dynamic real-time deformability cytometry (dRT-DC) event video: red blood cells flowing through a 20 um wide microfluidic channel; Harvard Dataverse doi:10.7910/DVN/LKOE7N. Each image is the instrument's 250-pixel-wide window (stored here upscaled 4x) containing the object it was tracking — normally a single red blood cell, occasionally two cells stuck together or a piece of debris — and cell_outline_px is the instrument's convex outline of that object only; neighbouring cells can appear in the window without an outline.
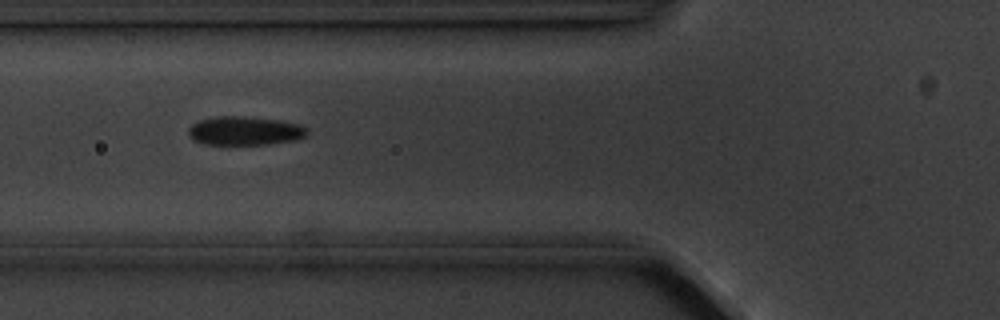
{"species": "common noctule bat (a hibernating species)", "species_latin": "Nyctalus noctula", "temperature_condition": "cold", "stored_images_in_passage": 14, "camera_frame_rate_fps": 3000, "um_per_image_px": 0.085, "animal": {"sex": "male", "body_mass_g": 20.1, "forearm_length_mm": 53.5}, "frame": {"image": 1, "passage_image": 5, "time_ms": 5.333, "image_size_px": [1000, 320], "cell_outline_px": [[308, 132], [304, 136], [292, 140], [268, 144], [204, 144], [196, 140], [188, 132], [188, 128], [192, 124], [200, 120], [216, 116], [244, 116], [280, 120], [300, 124], [308, 128]], "centroid_in_image_um": [20.82, 11.1], "position_along_channel_um": 105.0, "area_um2": 19.71}}
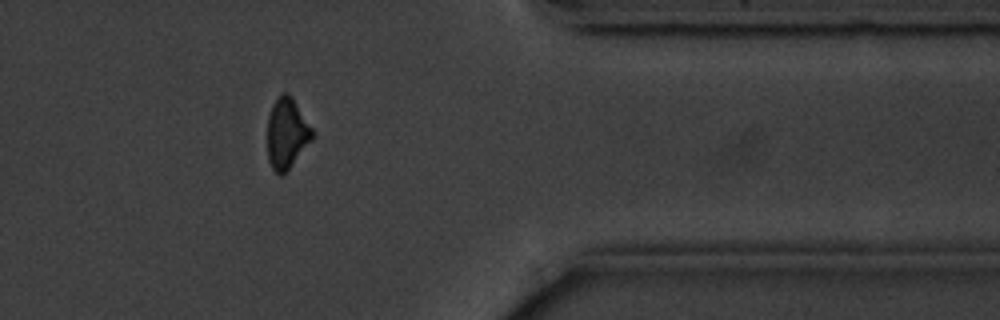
{"frame": {"image": 2, "passage_image": 12, "time_ms": 13.667, "image_size_px": [1000, 320], "cell_outline_px": [[312, 140], [288, 172], [280, 176], [272, 168], [268, 160], [268, 116], [272, 104], [280, 92], [288, 92], [292, 96], [312, 128]], "centroid_in_image_um": [24.37, 11.34], "position_along_channel_um": 387.0, "area_um2": 18.73}, "authors_computed_cell_mechanics": {"area_um2": 19.9121, "velocity_mm_per_s": 3.5902, "shape_relaxation_time_tau1_ms": 1.5402, "shape_relaxation_time_tau2_ms": null, "deformation_change_tau1": 0.0631, "deformation_change_tau2": null}}